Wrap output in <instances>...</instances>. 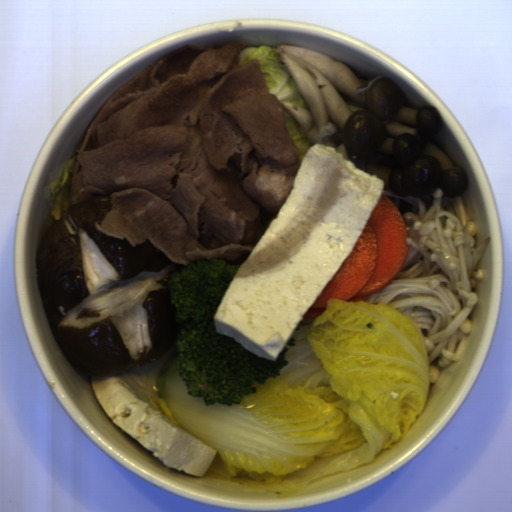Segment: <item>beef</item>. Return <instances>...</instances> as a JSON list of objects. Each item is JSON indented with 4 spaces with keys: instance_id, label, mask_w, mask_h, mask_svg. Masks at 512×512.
<instances>
[{
    "instance_id": "beef-1",
    "label": "beef",
    "mask_w": 512,
    "mask_h": 512,
    "mask_svg": "<svg viewBox=\"0 0 512 512\" xmlns=\"http://www.w3.org/2000/svg\"><path fill=\"white\" fill-rule=\"evenodd\" d=\"M242 41L185 45L120 87L88 126L69 205L109 195L94 222L176 264L244 265L292 192L303 162L284 107Z\"/></svg>"
}]
</instances>
